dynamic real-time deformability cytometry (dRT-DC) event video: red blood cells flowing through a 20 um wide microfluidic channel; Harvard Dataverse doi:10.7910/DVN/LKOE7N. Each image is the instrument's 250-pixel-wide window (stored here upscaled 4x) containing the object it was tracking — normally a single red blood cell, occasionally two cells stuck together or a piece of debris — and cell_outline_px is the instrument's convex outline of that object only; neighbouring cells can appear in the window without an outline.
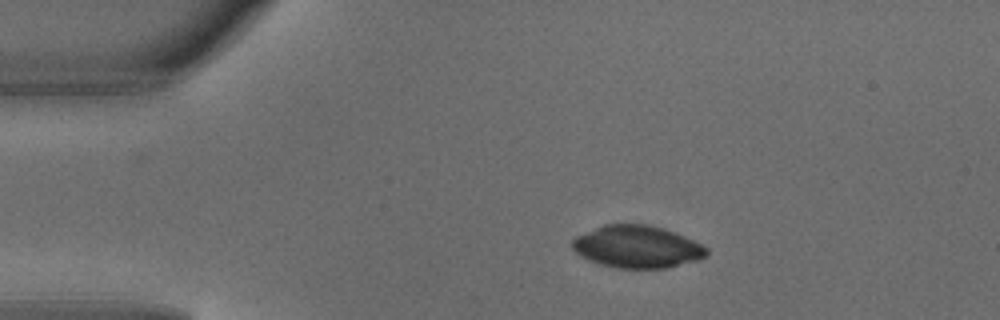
{"species": "common noctule bat (a hibernating species)", "species_latin": "Nyctalus noctula", "temperature_condition": "warm", "stored_images_in_passage": 2, "camera_frame_rate_fps": 3000, "um_per_image_px": 0.085, "animal": {"sex": "male", "body_mass_g": 18.8}, "frame": {"image": 1, "passage_image": 1, "time_ms": 0.0, "image_size_px": [1000, 320], "cell_outline_px": [[708, 256], [696, 260], [668, 268], [616, 268], [600, 264], [588, 260], [580, 256], [572, 248], [572, 240], [576, 236], [604, 224], [648, 224], [664, 228], [684, 236], [708, 248]], "centroid_in_image_um": [54.15, 20.97], "position_along_channel_um": 30.9, "area_um2": 33.18}}